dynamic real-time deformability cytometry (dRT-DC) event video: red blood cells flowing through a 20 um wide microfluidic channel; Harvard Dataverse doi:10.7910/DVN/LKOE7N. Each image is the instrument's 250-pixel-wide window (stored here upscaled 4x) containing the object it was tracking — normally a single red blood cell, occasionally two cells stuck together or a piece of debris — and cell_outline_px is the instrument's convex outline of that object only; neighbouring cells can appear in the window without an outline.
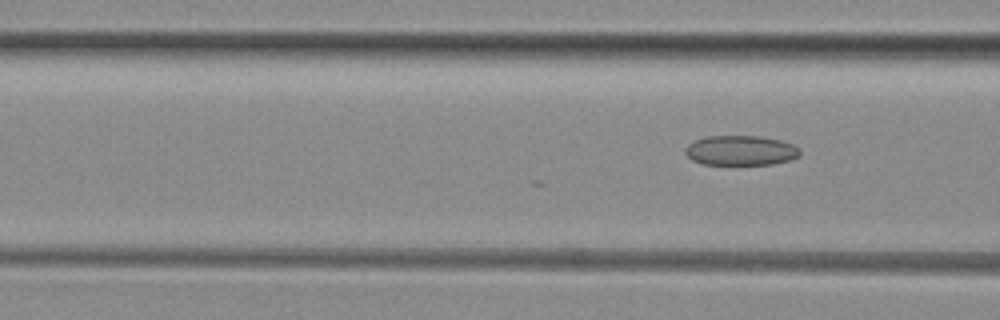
{"species": "common noctule bat (a hibernating species)", "species_latin": "Nyctalus noctula", "temperature_condition": "room temperature", "stored_images_in_passage": 14, "camera_frame_rate_fps": 3000, "um_per_image_px": 0.085, "animal": {"sex": "female", "body_mass_g": 29.2, "forearm_length_mm": 56.3}, "frame": {"image": 1, "passage_image": 14, "time_ms": 4.333, "image_size_px": [1000, 320], "cell_outline_px": [[800, 156], [788, 160], [772, 164], [700, 164], [692, 160], [684, 152], [684, 148], [688, 144], [696, 140], [708, 136], [760, 136], [780, 140], [792, 144], [800, 152]], "centroid_in_image_um": [62.92, 12.79], "position_along_channel_um": 103.7, "area_um2": 19.83}}